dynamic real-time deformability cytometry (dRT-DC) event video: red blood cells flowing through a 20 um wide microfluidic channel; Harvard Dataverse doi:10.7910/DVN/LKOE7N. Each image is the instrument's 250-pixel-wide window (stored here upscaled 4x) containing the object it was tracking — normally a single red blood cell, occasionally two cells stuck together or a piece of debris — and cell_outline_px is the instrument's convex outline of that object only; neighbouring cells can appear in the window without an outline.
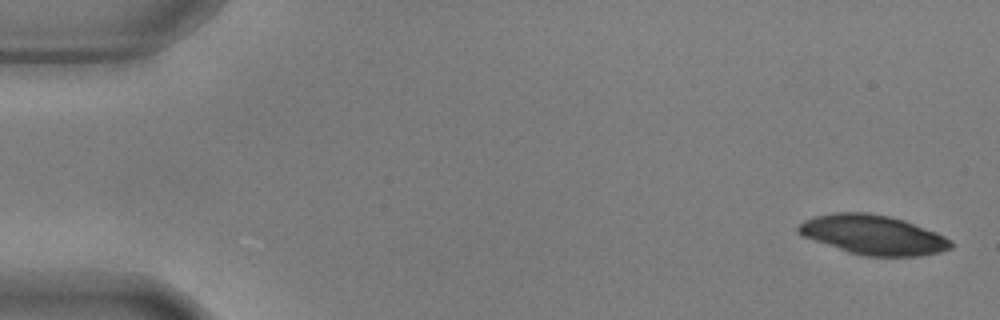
{"species": "common noctule bat (a hibernating species)", "species_latin": "Nyctalus noctula", "temperature_condition": "warm", "stored_images_in_passage": 37, "camera_frame_rate_fps": 3000, "um_per_image_px": 0.085, "animal": {"sex": "male", "body_mass_g": 17.9, "forearm_length_mm": 54.2}, "frame": {"image": 1, "passage_image": 1, "time_ms": 0.0, "image_size_px": [1000, 320], "cell_outline_px": [[952, 248], [940, 252], [920, 256], [864, 256], [848, 252], [800, 236], [796, 232], [796, 228], [804, 220], [816, 216], [832, 212], [868, 212], [888, 216], [904, 220], [936, 232], [952, 240]], "centroid_in_image_um": [74.18, 19.96], "position_along_channel_um": 10.8, "area_um2": 35.32}}